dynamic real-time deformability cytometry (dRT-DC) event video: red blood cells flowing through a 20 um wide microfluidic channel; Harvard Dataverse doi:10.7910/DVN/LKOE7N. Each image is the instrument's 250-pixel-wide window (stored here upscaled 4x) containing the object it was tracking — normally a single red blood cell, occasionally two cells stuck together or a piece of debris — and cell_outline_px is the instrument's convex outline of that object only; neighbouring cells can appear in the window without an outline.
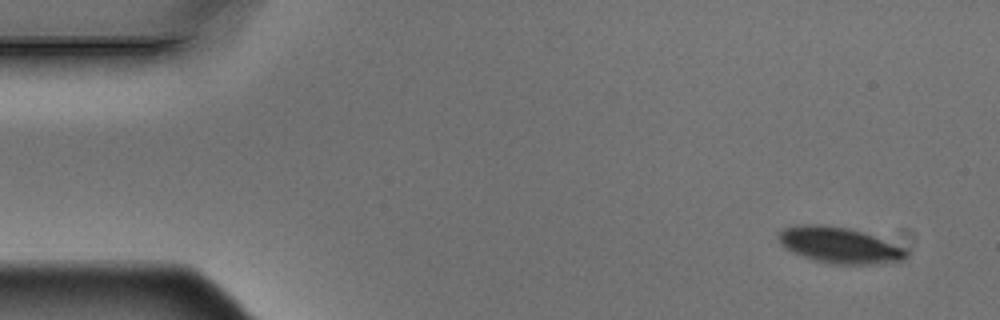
{"species": "Egyptian fruit bat (a non-hibernating species)", "species_latin": "Rousettus aegyptiacus", "temperature_condition": "warm", "stored_images_in_passage": 4, "camera_frame_rate_fps": 3000, "um_per_image_px": 0.085, "animal": {"sex": "male"}, "frame": {"image": 1, "passage_image": 1, "time_ms": 0.0, "image_size_px": [1000, 320], "cell_outline_px": [[908, 256], [904, 260], [868, 264], [828, 264], [792, 252], [784, 248], [780, 244], [776, 236], [784, 228], [800, 224], [820, 224], [848, 228], [872, 236], [904, 248], [908, 252]], "centroid_in_image_um": [71.28, 20.84], "position_along_channel_um": 13.7, "area_um2": 26.47}}
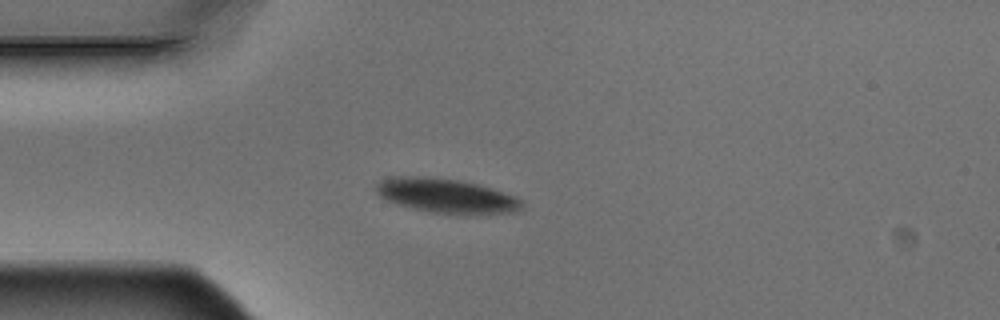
{"frame": {"image": 2, "passage_image": 4, "time_ms": 1.0, "image_size_px": [1000, 320], "cell_outline_px": [[524, 208], [520, 212], [472, 216], [468, 216], [428, 212], [396, 204], [380, 196], [376, 192], [376, 184], [380, 180], [392, 176], [432, 176], [480, 184], [516, 196], [524, 200]], "centroid_in_image_um": [38.03, 16.67], "position_along_channel_um": 47.0, "area_um2": 30.35}}